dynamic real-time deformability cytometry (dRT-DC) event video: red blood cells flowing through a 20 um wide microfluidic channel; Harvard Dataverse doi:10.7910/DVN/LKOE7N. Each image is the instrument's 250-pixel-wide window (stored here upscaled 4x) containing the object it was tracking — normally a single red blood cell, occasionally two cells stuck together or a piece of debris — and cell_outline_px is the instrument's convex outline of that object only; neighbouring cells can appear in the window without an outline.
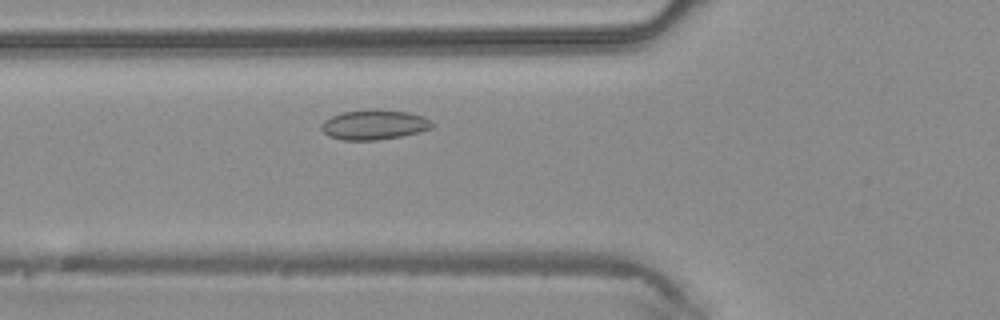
{"species": "common noctule bat (a hibernating species)", "species_latin": "Nyctalus noctula", "temperature_condition": "warm", "stored_images_in_passage": 37, "camera_frame_rate_fps": 3000, "um_per_image_px": 0.085, "animal": {"sex": "male", "body_mass_g": 20.4}, "frame": {"image": 1, "passage_image": 9, "time_ms": 2.667, "image_size_px": [1000, 320], "cell_outline_px": [[436, 124], [432, 128], [420, 132], [400, 136], [376, 140], [344, 140], [328, 136], [320, 128], [324, 120], [332, 116], [344, 112], [368, 108], [380, 108], [408, 112], [424, 116], [432, 120]], "centroid_in_image_um": [31.85, 10.58], "position_along_channel_um": 93.9, "area_um2": 19.65}}
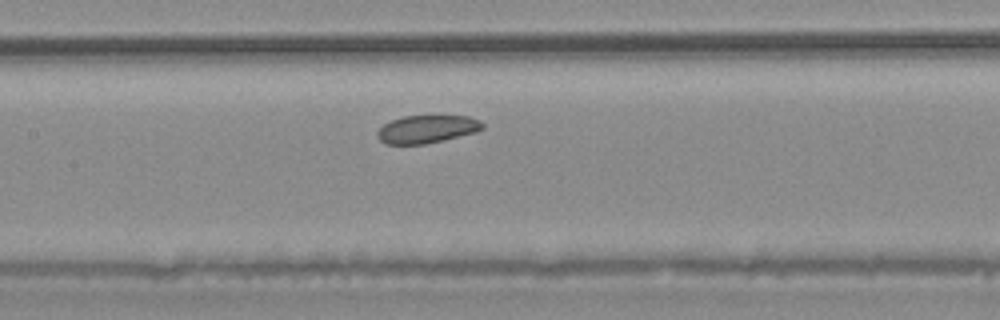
{"frame": {"image": 2, "passage_image": 14, "time_ms": 4.333, "image_size_px": [1000, 320], "cell_outline_px": [[484, 128], [476, 132], [444, 140], [424, 144], [384, 144], [376, 136], [376, 132], [384, 124], [392, 120], [404, 116], [468, 116], [480, 120], [484, 124]], "centroid_in_image_um": [36.29, 10.98], "position_along_channel_um": 171.1, "area_um2": 17.11}}
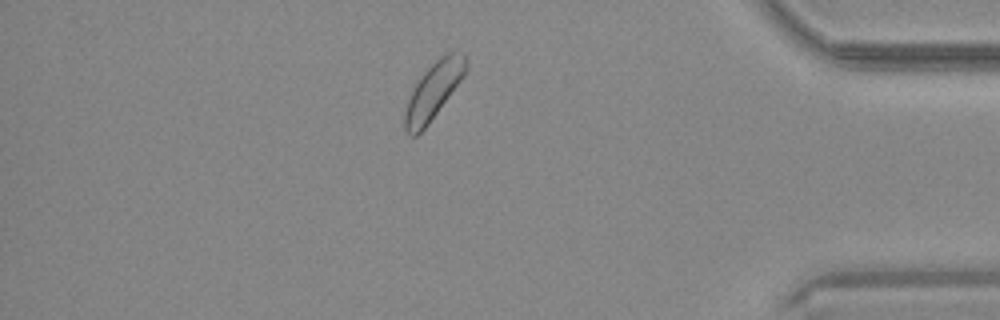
{"frame": {"image": 3, "passage_image": 31, "time_ms": 10.0, "image_size_px": [1000, 320], "cell_outline_px": [[468, 68], [464, 76], [428, 124], [416, 136], [412, 136], [404, 128], [404, 112], [408, 100], [416, 84], [424, 72], [440, 56], [448, 52], [452, 52], [464, 56], [468, 60]], "centroid_in_image_um": [36.85, 7.72], "position_along_channel_um": 398.3, "area_um2": 19.65}}